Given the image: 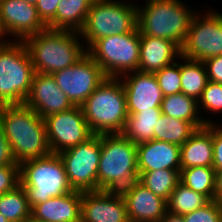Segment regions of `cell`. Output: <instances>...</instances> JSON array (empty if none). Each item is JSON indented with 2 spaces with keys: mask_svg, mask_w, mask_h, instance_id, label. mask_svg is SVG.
I'll list each match as a JSON object with an SVG mask.
<instances>
[{
  "mask_svg": "<svg viewBox=\"0 0 222 222\" xmlns=\"http://www.w3.org/2000/svg\"><path fill=\"white\" fill-rule=\"evenodd\" d=\"M87 53L100 66L106 77L120 78L138 70L140 56V32L115 34L96 40Z\"/></svg>",
  "mask_w": 222,
  "mask_h": 222,
  "instance_id": "obj_9",
  "label": "cell"
},
{
  "mask_svg": "<svg viewBox=\"0 0 222 222\" xmlns=\"http://www.w3.org/2000/svg\"><path fill=\"white\" fill-rule=\"evenodd\" d=\"M210 200L179 182L167 200V210L176 215H185L202 208Z\"/></svg>",
  "mask_w": 222,
  "mask_h": 222,
  "instance_id": "obj_30",
  "label": "cell"
},
{
  "mask_svg": "<svg viewBox=\"0 0 222 222\" xmlns=\"http://www.w3.org/2000/svg\"><path fill=\"white\" fill-rule=\"evenodd\" d=\"M81 108L94 135L121 134L128 112L126 94L120 78L106 77Z\"/></svg>",
  "mask_w": 222,
  "mask_h": 222,
  "instance_id": "obj_4",
  "label": "cell"
},
{
  "mask_svg": "<svg viewBox=\"0 0 222 222\" xmlns=\"http://www.w3.org/2000/svg\"><path fill=\"white\" fill-rule=\"evenodd\" d=\"M81 222H130L120 192H82Z\"/></svg>",
  "mask_w": 222,
  "mask_h": 222,
  "instance_id": "obj_16",
  "label": "cell"
},
{
  "mask_svg": "<svg viewBox=\"0 0 222 222\" xmlns=\"http://www.w3.org/2000/svg\"><path fill=\"white\" fill-rule=\"evenodd\" d=\"M160 222H184L183 215H176L167 212Z\"/></svg>",
  "mask_w": 222,
  "mask_h": 222,
  "instance_id": "obj_41",
  "label": "cell"
},
{
  "mask_svg": "<svg viewBox=\"0 0 222 222\" xmlns=\"http://www.w3.org/2000/svg\"><path fill=\"white\" fill-rule=\"evenodd\" d=\"M138 180L152 193L167 201L180 182V170L160 169L139 173Z\"/></svg>",
  "mask_w": 222,
  "mask_h": 222,
  "instance_id": "obj_31",
  "label": "cell"
},
{
  "mask_svg": "<svg viewBox=\"0 0 222 222\" xmlns=\"http://www.w3.org/2000/svg\"><path fill=\"white\" fill-rule=\"evenodd\" d=\"M70 186L75 191H97V174L101 154V135L58 153Z\"/></svg>",
  "mask_w": 222,
  "mask_h": 222,
  "instance_id": "obj_10",
  "label": "cell"
},
{
  "mask_svg": "<svg viewBox=\"0 0 222 222\" xmlns=\"http://www.w3.org/2000/svg\"><path fill=\"white\" fill-rule=\"evenodd\" d=\"M29 4L36 5L37 0H24Z\"/></svg>",
  "mask_w": 222,
  "mask_h": 222,
  "instance_id": "obj_43",
  "label": "cell"
},
{
  "mask_svg": "<svg viewBox=\"0 0 222 222\" xmlns=\"http://www.w3.org/2000/svg\"><path fill=\"white\" fill-rule=\"evenodd\" d=\"M115 0H94L80 35L88 49L96 40L132 32L137 27V6ZM129 3V4H128Z\"/></svg>",
  "mask_w": 222,
  "mask_h": 222,
  "instance_id": "obj_8",
  "label": "cell"
},
{
  "mask_svg": "<svg viewBox=\"0 0 222 222\" xmlns=\"http://www.w3.org/2000/svg\"><path fill=\"white\" fill-rule=\"evenodd\" d=\"M0 166H20L16 163L10 144L4 134L3 125L0 120Z\"/></svg>",
  "mask_w": 222,
  "mask_h": 222,
  "instance_id": "obj_38",
  "label": "cell"
},
{
  "mask_svg": "<svg viewBox=\"0 0 222 222\" xmlns=\"http://www.w3.org/2000/svg\"><path fill=\"white\" fill-rule=\"evenodd\" d=\"M162 114L161 108H150L128 114L121 134L135 144L154 140V128Z\"/></svg>",
  "mask_w": 222,
  "mask_h": 222,
  "instance_id": "obj_25",
  "label": "cell"
},
{
  "mask_svg": "<svg viewBox=\"0 0 222 222\" xmlns=\"http://www.w3.org/2000/svg\"><path fill=\"white\" fill-rule=\"evenodd\" d=\"M0 222H9V221L0 214Z\"/></svg>",
  "mask_w": 222,
  "mask_h": 222,
  "instance_id": "obj_44",
  "label": "cell"
},
{
  "mask_svg": "<svg viewBox=\"0 0 222 222\" xmlns=\"http://www.w3.org/2000/svg\"><path fill=\"white\" fill-rule=\"evenodd\" d=\"M24 222H40V221L34 220L32 217H30L29 219L25 220Z\"/></svg>",
  "mask_w": 222,
  "mask_h": 222,
  "instance_id": "obj_45",
  "label": "cell"
},
{
  "mask_svg": "<svg viewBox=\"0 0 222 222\" xmlns=\"http://www.w3.org/2000/svg\"><path fill=\"white\" fill-rule=\"evenodd\" d=\"M0 21L6 35L16 37L13 39L16 41H23L48 28L35 5L24 0H0Z\"/></svg>",
  "mask_w": 222,
  "mask_h": 222,
  "instance_id": "obj_14",
  "label": "cell"
},
{
  "mask_svg": "<svg viewBox=\"0 0 222 222\" xmlns=\"http://www.w3.org/2000/svg\"><path fill=\"white\" fill-rule=\"evenodd\" d=\"M179 59L185 61L180 64L181 92L198 101L209 81L205 64L202 61L182 57Z\"/></svg>",
  "mask_w": 222,
  "mask_h": 222,
  "instance_id": "obj_26",
  "label": "cell"
},
{
  "mask_svg": "<svg viewBox=\"0 0 222 222\" xmlns=\"http://www.w3.org/2000/svg\"><path fill=\"white\" fill-rule=\"evenodd\" d=\"M161 111L165 115L188 122H205L206 125L213 123L211 120L198 117V101L182 92L163 97Z\"/></svg>",
  "mask_w": 222,
  "mask_h": 222,
  "instance_id": "obj_27",
  "label": "cell"
},
{
  "mask_svg": "<svg viewBox=\"0 0 222 222\" xmlns=\"http://www.w3.org/2000/svg\"><path fill=\"white\" fill-rule=\"evenodd\" d=\"M184 222H222V204L211 200L202 208L183 215Z\"/></svg>",
  "mask_w": 222,
  "mask_h": 222,
  "instance_id": "obj_33",
  "label": "cell"
},
{
  "mask_svg": "<svg viewBox=\"0 0 222 222\" xmlns=\"http://www.w3.org/2000/svg\"><path fill=\"white\" fill-rule=\"evenodd\" d=\"M82 192L52 197L36 204L31 209V217L40 222H81Z\"/></svg>",
  "mask_w": 222,
  "mask_h": 222,
  "instance_id": "obj_20",
  "label": "cell"
},
{
  "mask_svg": "<svg viewBox=\"0 0 222 222\" xmlns=\"http://www.w3.org/2000/svg\"><path fill=\"white\" fill-rule=\"evenodd\" d=\"M215 200L222 204V170L216 171Z\"/></svg>",
  "mask_w": 222,
  "mask_h": 222,
  "instance_id": "obj_40",
  "label": "cell"
},
{
  "mask_svg": "<svg viewBox=\"0 0 222 222\" xmlns=\"http://www.w3.org/2000/svg\"><path fill=\"white\" fill-rule=\"evenodd\" d=\"M204 126L205 122H188L162 113L154 128V140L182 146L198 128Z\"/></svg>",
  "mask_w": 222,
  "mask_h": 222,
  "instance_id": "obj_24",
  "label": "cell"
},
{
  "mask_svg": "<svg viewBox=\"0 0 222 222\" xmlns=\"http://www.w3.org/2000/svg\"><path fill=\"white\" fill-rule=\"evenodd\" d=\"M24 104L32 108L41 118L71 109L74 105L58 87L50 74L36 72Z\"/></svg>",
  "mask_w": 222,
  "mask_h": 222,
  "instance_id": "obj_15",
  "label": "cell"
},
{
  "mask_svg": "<svg viewBox=\"0 0 222 222\" xmlns=\"http://www.w3.org/2000/svg\"><path fill=\"white\" fill-rule=\"evenodd\" d=\"M202 103V105H200ZM203 106L205 110L213 113L222 111V84L208 81L202 96L198 100V107Z\"/></svg>",
  "mask_w": 222,
  "mask_h": 222,
  "instance_id": "obj_34",
  "label": "cell"
},
{
  "mask_svg": "<svg viewBox=\"0 0 222 222\" xmlns=\"http://www.w3.org/2000/svg\"><path fill=\"white\" fill-rule=\"evenodd\" d=\"M47 139L52 153L88 141L94 136L84 117L81 106H73L44 118Z\"/></svg>",
  "mask_w": 222,
  "mask_h": 222,
  "instance_id": "obj_13",
  "label": "cell"
},
{
  "mask_svg": "<svg viewBox=\"0 0 222 222\" xmlns=\"http://www.w3.org/2000/svg\"><path fill=\"white\" fill-rule=\"evenodd\" d=\"M59 2L60 0H37L35 7L46 25L55 18Z\"/></svg>",
  "mask_w": 222,
  "mask_h": 222,
  "instance_id": "obj_37",
  "label": "cell"
},
{
  "mask_svg": "<svg viewBox=\"0 0 222 222\" xmlns=\"http://www.w3.org/2000/svg\"><path fill=\"white\" fill-rule=\"evenodd\" d=\"M180 146L151 140L137 144L138 173L160 169L180 170Z\"/></svg>",
  "mask_w": 222,
  "mask_h": 222,
  "instance_id": "obj_19",
  "label": "cell"
},
{
  "mask_svg": "<svg viewBox=\"0 0 222 222\" xmlns=\"http://www.w3.org/2000/svg\"><path fill=\"white\" fill-rule=\"evenodd\" d=\"M130 222H160L168 212L167 201L137 180L120 191Z\"/></svg>",
  "mask_w": 222,
  "mask_h": 222,
  "instance_id": "obj_18",
  "label": "cell"
},
{
  "mask_svg": "<svg viewBox=\"0 0 222 222\" xmlns=\"http://www.w3.org/2000/svg\"><path fill=\"white\" fill-rule=\"evenodd\" d=\"M203 16L196 12L193 15L181 47L182 58L203 62L222 55V13L209 10Z\"/></svg>",
  "mask_w": 222,
  "mask_h": 222,
  "instance_id": "obj_11",
  "label": "cell"
},
{
  "mask_svg": "<svg viewBox=\"0 0 222 222\" xmlns=\"http://www.w3.org/2000/svg\"><path fill=\"white\" fill-rule=\"evenodd\" d=\"M181 57V48L173 41L152 36H140L138 71L155 73Z\"/></svg>",
  "mask_w": 222,
  "mask_h": 222,
  "instance_id": "obj_21",
  "label": "cell"
},
{
  "mask_svg": "<svg viewBox=\"0 0 222 222\" xmlns=\"http://www.w3.org/2000/svg\"><path fill=\"white\" fill-rule=\"evenodd\" d=\"M20 184L26 191L31 208L52 197L74 191L69 184L64 164L57 153L22 162Z\"/></svg>",
  "mask_w": 222,
  "mask_h": 222,
  "instance_id": "obj_6",
  "label": "cell"
},
{
  "mask_svg": "<svg viewBox=\"0 0 222 222\" xmlns=\"http://www.w3.org/2000/svg\"><path fill=\"white\" fill-rule=\"evenodd\" d=\"M31 209L21 184L0 195V214L9 222H24L31 217Z\"/></svg>",
  "mask_w": 222,
  "mask_h": 222,
  "instance_id": "obj_28",
  "label": "cell"
},
{
  "mask_svg": "<svg viewBox=\"0 0 222 222\" xmlns=\"http://www.w3.org/2000/svg\"><path fill=\"white\" fill-rule=\"evenodd\" d=\"M35 73L23 41L0 43V106L23 104Z\"/></svg>",
  "mask_w": 222,
  "mask_h": 222,
  "instance_id": "obj_7",
  "label": "cell"
},
{
  "mask_svg": "<svg viewBox=\"0 0 222 222\" xmlns=\"http://www.w3.org/2000/svg\"><path fill=\"white\" fill-rule=\"evenodd\" d=\"M213 165L215 171L222 170V127L212 123Z\"/></svg>",
  "mask_w": 222,
  "mask_h": 222,
  "instance_id": "obj_36",
  "label": "cell"
},
{
  "mask_svg": "<svg viewBox=\"0 0 222 222\" xmlns=\"http://www.w3.org/2000/svg\"><path fill=\"white\" fill-rule=\"evenodd\" d=\"M0 120L16 163L52 153L44 119L26 104L1 105Z\"/></svg>",
  "mask_w": 222,
  "mask_h": 222,
  "instance_id": "obj_1",
  "label": "cell"
},
{
  "mask_svg": "<svg viewBox=\"0 0 222 222\" xmlns=\"http://www.w3.org/2000/svg\"><path fill=\"white\" fill-rule=\"evenodd\" d=\"M207 70L208 80L222 84V55L203 61Z\"/></svg>",
  "mask_w": 222,
  "mask_h": 222,
  "instance_id": "obj_39",
  "label": "cell"
},
{
  "mask_svg": "<svg viewBox=\"0 0 222 222\" xmlns=\"http://www.w3.org/2000/svg\"><path fill=\"white\" fill-rule=\"evenodd\" d=\"M80 32L46 28L23 40L35 72L50 74L77 63L87 53Z\"/></svg>",
  "mask_w": 222,
  "mask_h": 222,
  "instance_id": "obj_2",
  "label": "cell"
},
{
  "mask_svg": "<svg viewBox=\"0 0 222 222\" xmlns=\"http://www.w3.org/2000/svg\"><path fill=\"white\" fill-rule=\"evenodd\" d=\"M130 73H126L120 78L126 94L128 114L150 108H161L163 95L154 73L138 70Z\"/></svg>",
  "mask_w": 222,
  "mask_h": 222,
  "instance_id": "obj_17",
  "label": "cell"
},
{
  "mask_svg": "<svg viewBox=\"0 0 222 222\" xmlns=\"http://www.w3.org/2000/svg\"><path fill=\"white\" fill-rule=\"evenodd\" d=\"M216 171L213 167H191L180 169V182L188 188L215 200Z\"/></svg>",
  "mask_w": 222,
  "mask_h": 222,
  "instance_id": "obj_29",
  "label": "cell"
},
{
  "mask_svg": "<svg viewBox=\"0 0 222 222\" xmlns=\"http://www.w3.org/2000/svg\"><path fill=\"white\" fill-rule=\"evenodd\" d=\"M137 7V28L140 36L164 38L180 48L186 41L191 19L195 14L181 0H147ZM144 7V8H143Z\"/></svg>",
  "mask_w": 222,
  "mask_h": 222,
  "instance_id": "obj_5",
  "label": "cell"
},
{
  "mask_svg": "<svg viewBox=\"0 0 222 222\" xmlns=\"http://www.w3.org/2000/svg\"><path fill=\"white\" fill-rule=\"evenodd\" d=\"M94 0H60L49 29L80 32Z\"/></svg>",
  "mask_w": 222,
  "mask_h": 222,
  "instance_id": "obj_23",
  "label": "cell"
},
{
  "mask_svg": "<svg viewBox=\"0 0 222 222\" xmlns=\"http://www.w3.org/2000/svg\"><path fill=\"white\" fill-rule=\"evenodd\" d=\"M4 36H6V33L1 25V21H0V43L8 42L7 40L5 41V39H2V37H4Z\"/></svg>",
  "mask_w": 222,
  "mask_h": 222,
  "instance_id": "obj_42",
  "label": "cell"
},
{
  "mask_svg": "<svg viewBox=\"0 0 222 222\" xmlns=\"http://www.w3.org/2000/svg\"><path fill=\"white\" fill-rule=\"evenodd\" d=\"M20 184V166H0V195Z\"/></svg>",
  "mask_w": 222,
  "mask_h": 222,
  "instance_id": "obj_35",
  "label": "cell"
},
{
  "mask_svg": "<svg viewBox=\"0 0 222 222\" xmlns=\"http://www.w3.org/2000/svg\"><path fill=\"white\" fill-rule=\"evenodd\" d=\"M138 178L137 144L122 134H101L97 191L120 192Z\"/></svg>",
  "mask_w": 222,
  "mask_h": 222,
  "instance_id": "obj_3",
  "label": "cell"
},
{
  "mask_svg": "<svg viewBox=\"0 0 222 222\" xmlns=\"http://www.w3.org/2000/svg\"><path fill=\"white\" fill-rule=\"evenodd\" d=\"M180 154V169L212 167L214 156L212 123L198 128L191 137L180 146Z\"/></svg>",
  "mask_w": 222,
  "mask_h": 222,
  "instance_id": "obj_22",
  "label": "cell"
},
{
  "mask_svg": "<svg viewBox=\"0 0 222 222\" xmlns=\"http://www.w3.org/2000/svg\"><path fill=\"white\" fill-rule=\"evenodd\" d=\"M52 76L74 106H81L106 79L100 66L88 53L74 65L57 71Z\"/></svg>",
  "mask_w": 222,
  "mask_h": 222,
  "instance_id": "obj_12",
  "label": "cell"
},
{
  "mask_svg": "<svg viewBox=\"0 0 222 222\" xmlns=\"http://www.w3.org/2000/svg\"><path fill=\"white\" fill-rule=\"evenodd\" d=\"M175 61L154 73L163 97L181 93L180 62Z\"/></svg>",
  "mask_w": 222,
  "mask_h": 222,
  "instance_id": "obj_32",
  "label": "cell"
}]
</instances>
